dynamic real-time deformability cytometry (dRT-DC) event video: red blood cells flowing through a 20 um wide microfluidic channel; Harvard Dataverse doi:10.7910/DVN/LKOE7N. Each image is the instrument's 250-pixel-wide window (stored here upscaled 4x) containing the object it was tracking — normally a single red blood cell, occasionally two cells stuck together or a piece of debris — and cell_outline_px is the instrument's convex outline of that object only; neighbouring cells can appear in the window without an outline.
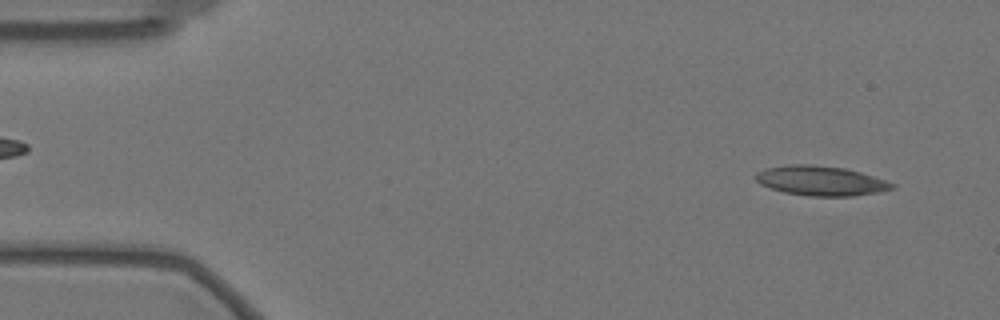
{"species": "Egyptian fruit bat (a non-hibernating species)", "species_latin": "Rousettus aegyptiacus", "temperature_condition": "warm", "stored_images_in_passage": 53, "camera_frame_rate_fps": 3000, "um_per_image_px": 0.085, "animal": {"sex": "female"}, "frame": {"image": 1, "passage_image": 3, "time_ms": 0.667, "image_size_px": [1000, 320], "cell_outline_px": [[896, 188], [876, 192], [852, 196], [808, 196], [784, 192], [760, 184], [756, 180], [756, 172], [764, 168], [796, 164], [812, 164], [844, 168], [860, 172], [896, 184]], "centroid_in_image_um": [69.76, 15.36], "position_along_channel_um": 15.2, "area_um2": 23.41}}
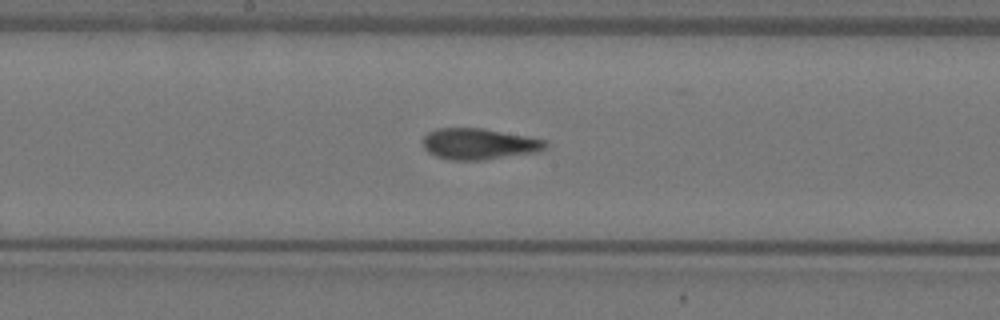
{"frame": {"image": 2, "passage_image": 28, "time_ms": 9.0, "image_size_px": [1000, 320], "cell_outline_px": [[548, 144], [540, 152], [484, 160], [448, 160], [436, 156], [428, 152], [424, 148], [424, 136], [428, 132], [436, 128], [484, 128], [548, 140]], "centroid_in_image_um": [40.74, 12.24], "position_along_channel_um": 207.5, "area_um2": 22.48}}
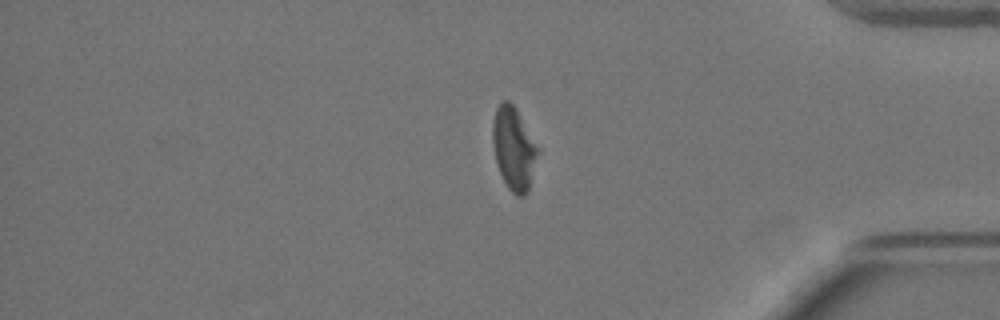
{"frame": {"image": 3, "passage_image": 46, "time_ms": 15.0, "image_size_px": [1000, 320], "cell_outline_px": [[540, 152], [528, 192], [524, 196], [516, 196], [508, 188], [496, 164], [492, 144], [492, 124], [496, 108], [500, 100], [508, 100], [516, 108], [540, 148]], "centroid_in_image_um": [43.68, 12.61], "position_along_channel_um": 391.5, "area_um2": 22.31}, "authors_computed_cell_mechanics": {"area_um2": 22.6576, "velocity_mm_per_s": 3.4963, "shape_relaxation_time_tau1_ms": null, "shape_relaxation_time_tau2_ms": 1.9451, "deformation_change_tau1": null, "deformation_change_tau2": 0.0942}}